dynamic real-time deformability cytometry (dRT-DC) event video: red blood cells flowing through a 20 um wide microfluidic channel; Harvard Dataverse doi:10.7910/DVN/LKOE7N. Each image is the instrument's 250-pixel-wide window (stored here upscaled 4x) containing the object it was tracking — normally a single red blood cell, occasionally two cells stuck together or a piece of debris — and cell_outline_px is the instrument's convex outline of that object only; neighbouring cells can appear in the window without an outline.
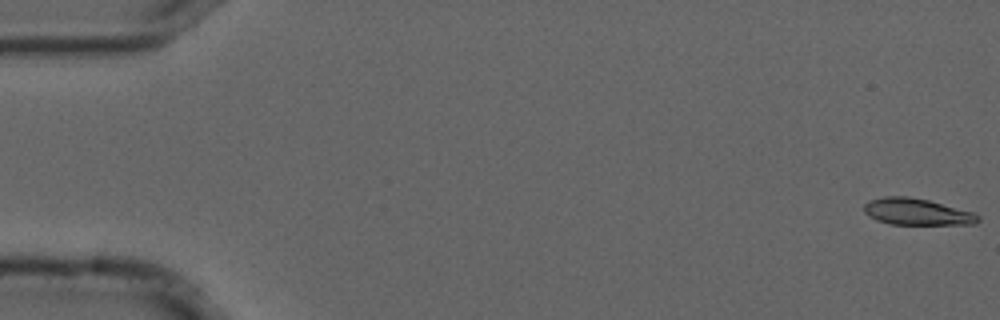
{"species": "common noctule bat (a hibernating species)", "species_latin": "Nyctalus noctula", "temperature_condition": "cold", "stored_images_in_passage": 15, "camera_frame_rate_fps": 3000, "um_per_image_px": 0.085, "animal": {"sex": "male", "forearm_length_mm": 52.5}, "frame": {"image": 1, "passage_image": 1, "time_ms": 0.0, "image_size_px": [1000, 320], "cell_outline_px": [[980, 220], [976, 224], [892, 224], [876, 220], [868, 216], [864, 212], [864, 204], [868, 200], [884, 196], [908, 196], [928, 200], [972, 212], [980, 216]], "centroid_in_image_um": [77.9, 18.0], "position_along_channel_um": 7.1, "area_um2": 17.63}}
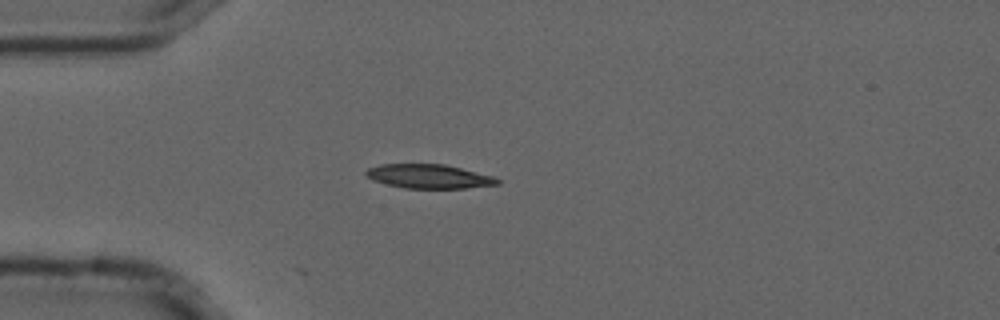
{"frame": {"image": 2, "passage_image": 15, "time_ms": 4.667, "image_size_px": [1000, 320], "cell_outline_px": [[500, 184], [464, 188], [404, 188], [372, 180], [364, 172], [368, 168], [380, 164], [444, 164], [492, 176], [500, 180]], "centroid_in_image_um": [36.44, 14.99], "position_along_channel_um": 48.6, "area_um2": 18.21}}